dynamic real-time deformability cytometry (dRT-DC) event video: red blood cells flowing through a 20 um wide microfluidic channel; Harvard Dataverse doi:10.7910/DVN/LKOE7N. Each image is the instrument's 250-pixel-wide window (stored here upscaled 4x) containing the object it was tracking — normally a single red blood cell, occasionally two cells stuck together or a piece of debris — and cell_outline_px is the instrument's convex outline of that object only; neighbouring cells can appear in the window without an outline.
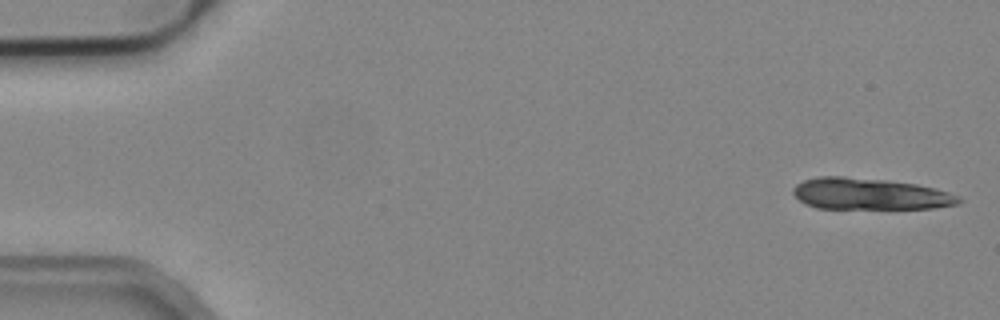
{"species": "common noctule bat (a hibernating species)", "species_latin": "Nyctalus noctula", "temperature_condition": "cold", "stored_images_in_passage": 12, "camera_frame_rate_fps": 3000, "um_per_image_px": 0.085, "animal": {"sex": "male", "body_mass_g": 19.2, "forearm_length_mm": 51.8}, "frame": {"image": 1, "passage_image": 1, "time_ms": 0.0, "image_size_px": [1000, 320], "cell_outline_px": [[964, 200], [960, 204], [936, 208], [816, 208], [804, 204], [792, 192], [792, 188], [796, 184], [804, 180], [820, 176], [844, 176], [888, 180], [916, 184], [936, 188], [960, 196]], "centroid_in_image_um": [73.97, 16.48], "position_along_channel_um": 11.0, "area_um2": 30.63}}